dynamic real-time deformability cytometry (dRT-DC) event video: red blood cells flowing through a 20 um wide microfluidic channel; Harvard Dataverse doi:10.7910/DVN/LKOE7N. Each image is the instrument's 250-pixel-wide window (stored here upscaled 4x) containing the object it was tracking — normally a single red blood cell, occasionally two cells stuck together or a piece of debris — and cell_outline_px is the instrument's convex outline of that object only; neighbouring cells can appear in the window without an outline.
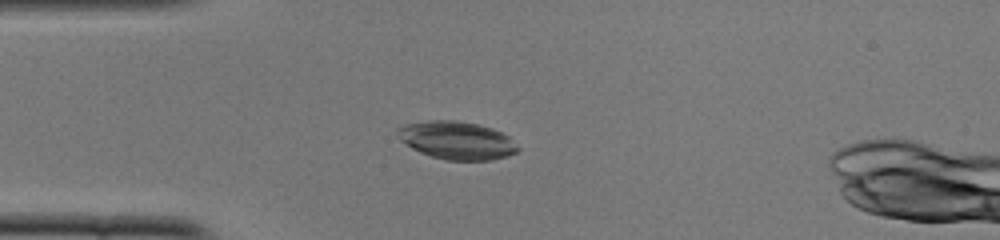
{"species": "common noctule bat (a hibernating species)", "species_latin": "Nyctalus noctula", "temperature_condition": "cold", "stored_images_in_passage": 50, "camera_frame_rate_fps": 3000, "um_per_image_px": 0.085, "animal": {"sex": "female", "body_mass_g": 22.0, "forearm_length_mm": 56.7}, "frame": {"image": 1, "passage_image": 12, "time_ms": 3.667, "image_size_px": [1000, 240], "cell_outline_px": [[520, 148], [516, 152], [508, 156], [492, 160], [444, 160], [420, 152], [412, 148], [396, 136], [396, 128], [408, 124], [428, 120], [456, 120], [480, 124], [492, 128], [508, 136]], "centroid_in_image_um": [38.83, 11.93], "position_along_channel_um": 46.2, "area_um2": 26.65}}
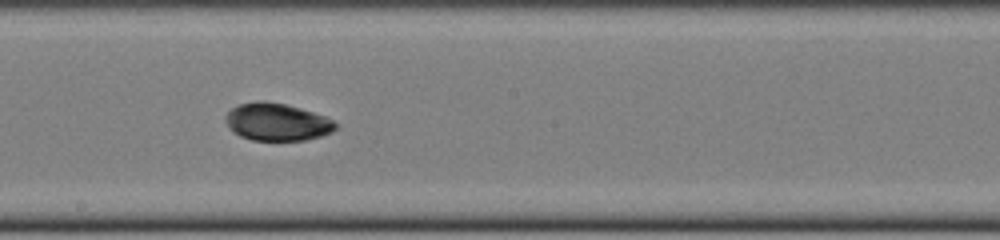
{"frame": {"image": 2, "passage_image": 27, "time_ms": 8.667, "image_size_px": [1000, 240], "cell_outline_px": [[336, 128], [332, 132], [320, 136], [304, 140], [252, 140], [240, 136], [228, 128], [224, 120], [224, 116], [232, 108], [240, 104], [256, 100], [264, 100], [284, 104], [300, 108], [324, 116], [332, 120], [336, 124]], "centroid_in_image_um": [23.49, 10.36], "position_along_channel_um": 224.7, "area_um2": 23.99}}
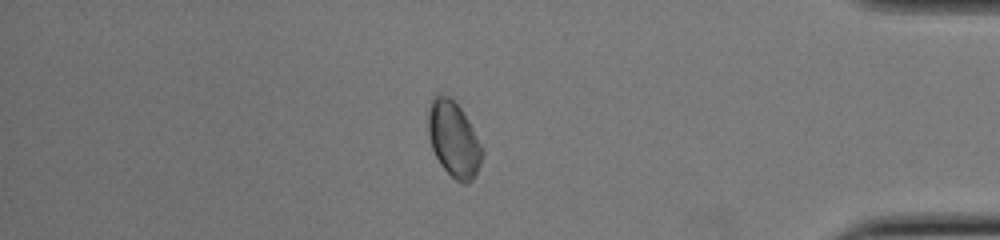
{"frame": {"image": 3, "passage_image": 43, "time_ms": 14.0, "image_size_px": [1000, 240], "cell_outline_px": [[484, 152], [476, 176], [468, 184], [460, 184], [440, 164], [432, 148], [428, 136], [428, 108], [436, 92], [440, 92], [452, 96], [468, 120], [484, 148]], "centroid_in_image_um": [38.57, 11.81], "position_along_channel_um": 396.6, "area_um2": 24.22}, "authors_computed_cell_mechanics": {"area_um2": 24.3916, "velocity_mm_per_s": 3.8504, "shape_relaxation_time_tau1_ms": 3.3948, "shape_relaxation_time_tau2_ms": 8.6971, "deformation_change_tau1": 0.0911, "deformation_change_tau2": 0.0929}}